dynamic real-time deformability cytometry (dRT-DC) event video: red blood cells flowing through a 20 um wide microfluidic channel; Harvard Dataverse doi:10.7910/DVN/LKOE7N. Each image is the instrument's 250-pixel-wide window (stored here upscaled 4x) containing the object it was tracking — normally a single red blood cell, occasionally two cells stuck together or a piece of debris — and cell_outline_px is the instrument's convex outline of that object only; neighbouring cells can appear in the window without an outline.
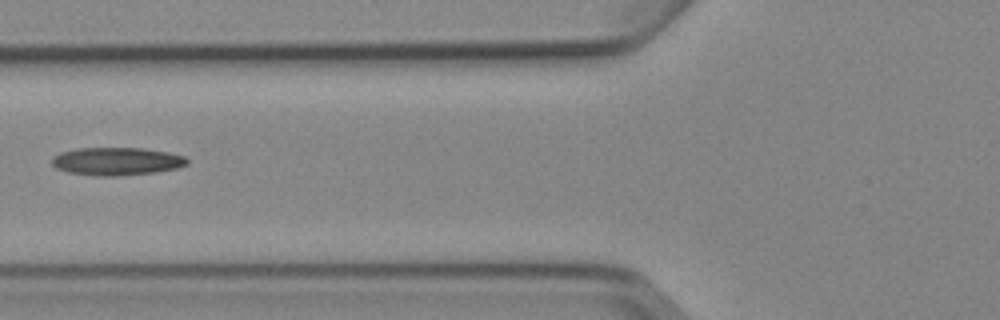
{"species": "Egyptian fruit bat (a non-hibernating species)", "species_latin": "Rousettus aegyptiacus", "temperature_condition": "cold", "stored_images_in_passage": 6, "camera_frame_rate_fps": 3000, "um_per_image_px": 0.085, "animal": {"sex": "female"}, "frame": {"image": 1, "passage_image": 6, "time_ms": 6.0, "image_size_px": [1000, 320], "cell_outline_px": [[188, 164], [176, 168], [152, 172], [116, 176], [96, 176], [68, 172], [56, 168], [52, 164], [52, 156], [60, 152], [76, 148], [144, 148], [168, 152], [184, 156], [188, 160]], "centroid_in_image_um": [9.88, 13.7], "position_along_channel_um": 115.9, "area_um2": 21.96}}